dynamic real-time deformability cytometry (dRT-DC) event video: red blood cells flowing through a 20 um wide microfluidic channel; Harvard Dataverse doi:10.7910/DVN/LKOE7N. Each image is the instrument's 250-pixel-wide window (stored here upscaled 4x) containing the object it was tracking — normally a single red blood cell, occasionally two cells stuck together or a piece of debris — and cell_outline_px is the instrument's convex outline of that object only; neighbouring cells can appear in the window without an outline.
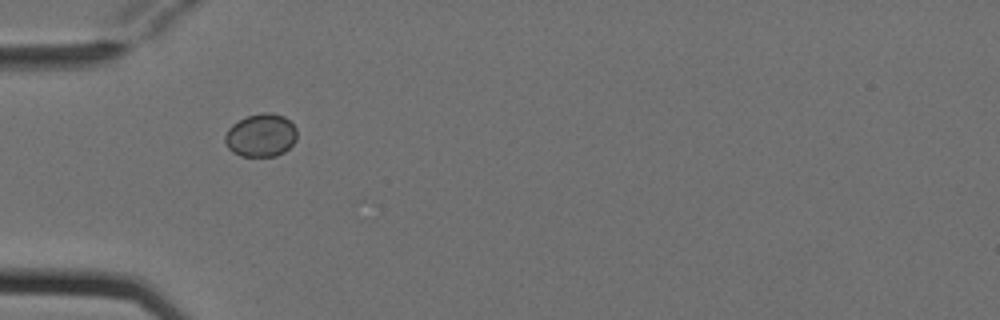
{"species": "Egyptian fruit bat (a non-hibernating species)", "species_latin": "Rousettus aegyptiacus", "temperature_condition": "cold", "stored_images_in_passage": 2, "camera_frame_rate_fps": 3000, "um_per_image_px": 0.085, "animal": {"sex": "female"}, "frame": {"image": 1, "passage_image": 1, "time_ms": 0.0, "image_size_px": [1000, 320], "cell_outline_px": [[296, 140], [284, 152], [276, 156], [240, 156], [232, 152], [228, 148], [224, 140], [224, 136], [228, 128], [232, 124], [248, 116], [260, 112], [268, 112], [284, 116], [296, 128]], "centroid_in_image_um": [22.16, 11.5], "position_along_channel_um": 62.8, "area_um2": 18.09}}
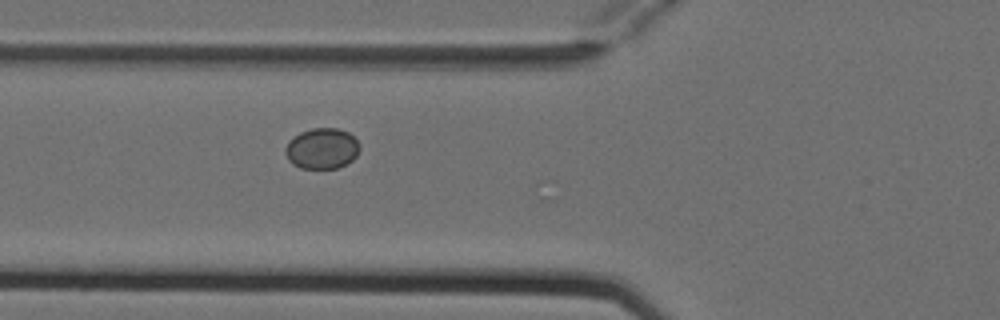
{"frame": {"image": 2, "passage_image": 2, "time_ms": 0.333, "image_size_px": [1000, 320], "cell_outline_px": [[360, 148], [356, 156], [352, 160], [336, 168], [300, 168], [292, 164], [288, 160], [284, 152], [284, 148], [288, 140], [292, 136], [300, 132], [312, 128], [336, 128], [348, 132], [360, 144]], "centroid_in_image_um": [27.32, 12.61], "position_along_channel_um": 98.5, "area_um2": 17.8}}